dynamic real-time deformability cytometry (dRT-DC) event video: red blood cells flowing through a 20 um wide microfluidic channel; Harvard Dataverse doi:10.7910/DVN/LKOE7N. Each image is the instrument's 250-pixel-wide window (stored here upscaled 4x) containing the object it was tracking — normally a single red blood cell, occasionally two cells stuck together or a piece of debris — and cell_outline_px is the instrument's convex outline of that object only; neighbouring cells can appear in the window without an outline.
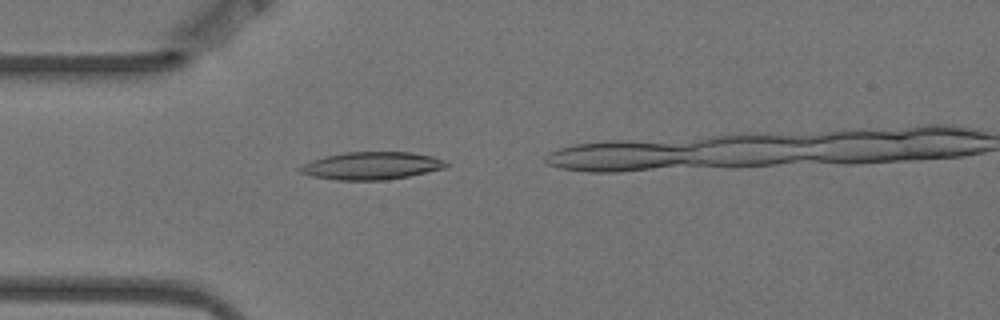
{"species": "Egyptian fruit bat (a non-hibernating species)", "species_latin": "Rousettus aegyptiacus", "temperature_condition": "warm", "stored_images_in_passage": 1, "camera_frame_rate_fps": 3000, "um_per_image_px": 0.085, "animal": {"sex": "female"}, "frame": {"image": 1, "passage_image": 1, "time_ms": 0.0, "image_size_px": [1000, 320], "cell_outline_px": [[448, 168], [388, 180], [336, 180], [312, 176], [300, 172], [296, 168], [312, 160], [324, 156], [344, 152], [412, 152], [432, 156], [448, 160]], "centroid_in_image_um": [31.62, 14.08], "position_along_channel_um": 53.4, "area_um2": 23.81}}